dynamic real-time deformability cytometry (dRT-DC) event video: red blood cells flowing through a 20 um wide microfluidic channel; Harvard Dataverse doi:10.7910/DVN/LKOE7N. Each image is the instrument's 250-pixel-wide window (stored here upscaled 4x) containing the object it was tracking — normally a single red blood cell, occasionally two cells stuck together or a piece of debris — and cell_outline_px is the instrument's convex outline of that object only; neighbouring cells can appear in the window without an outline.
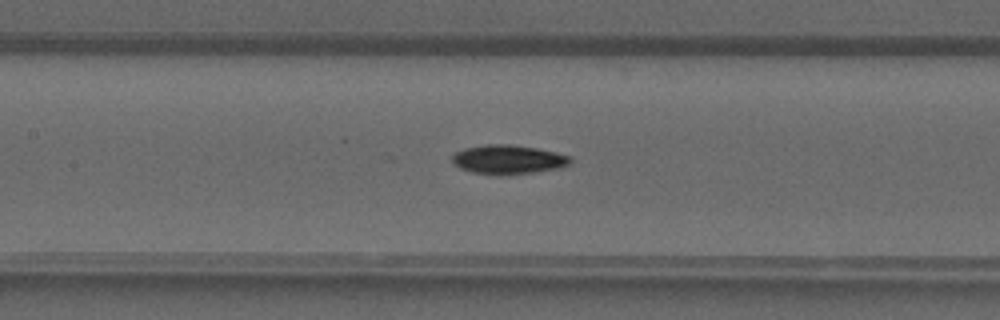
{"species": "common noctule bat (a hibernating species)", "species_latin": "Nyctalus noctula", "temperature_condition": "warm", "stored_images_in_passage": 41, "camera_frame_rate_fps": 3000, "um_per_image_px": 0.085, "animal": {"sex": "male", "forearm_length_mm": 52.5}, "frame": {"image": 1, "passage_image": 18, "time_ms": 5.667, "image_size_px": [1000, 320], "cell_outline_px": [[572, 160], [568, 164], [560, 168], [532, 172], [500, 176], [472, 172], [460, 168], [452, 160], [452, 156], [456, 152], [464, 148], [484, 144], [508, 144], [536, 148], [556, 152], [572, 156]], "centroid_in_image_um": [43.2, 13.56], "position_along_channel_um": 164.2, "area_um2": 20.11}}
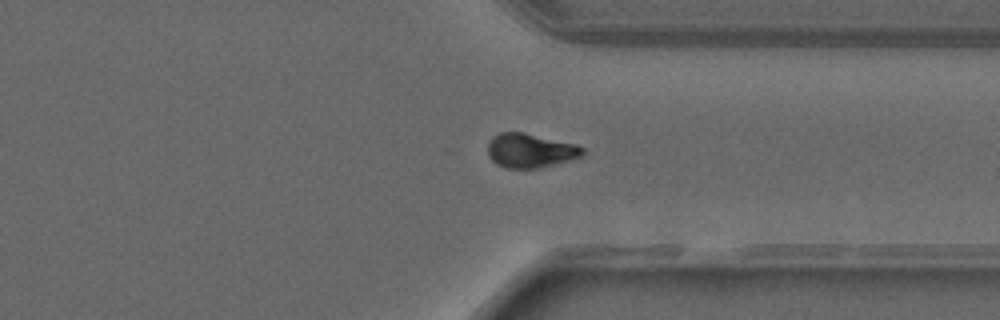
{"frame": {"image": 2, "passage_image": 30, "time_ms": 9.667, "image_size_px": [1000, 320], "cell_outline_px": [[584, 156], [536, 168], [504, 168], [496, 164], [488, 156], [488, 140], [492, 136], [500, 132], [524, 132], [576, 144], [584, 148]], "centroid_in_image_um": [45.04, 12.78], "position_along_channel_um": 366.4, "area_um2": 18.96}}